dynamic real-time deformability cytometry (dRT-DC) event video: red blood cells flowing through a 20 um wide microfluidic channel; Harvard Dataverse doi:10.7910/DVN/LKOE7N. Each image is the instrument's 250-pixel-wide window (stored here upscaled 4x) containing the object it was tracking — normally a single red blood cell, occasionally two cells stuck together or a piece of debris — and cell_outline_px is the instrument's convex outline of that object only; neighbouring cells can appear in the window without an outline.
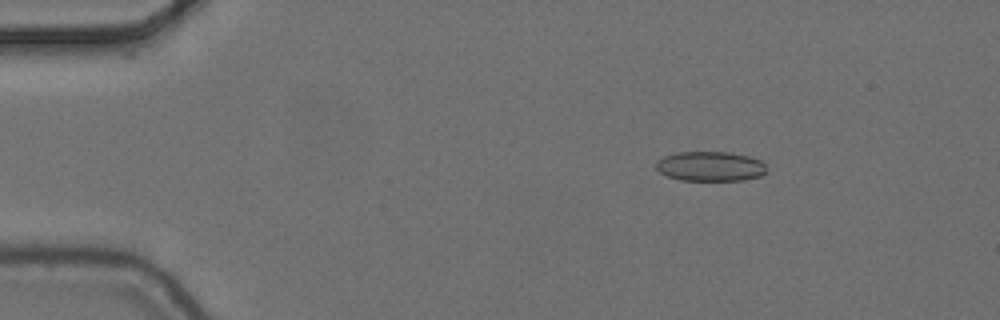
{"species": "common noctule bat (a hibernating species)", "species_latin": "Nyctalus noctula", "temperature_condition": "cold", "stored_images_in_passage": 4, "camera_frame_rate_fps": 3000, "um_per_image_px": 0.085, "animal": {"sex": "female", "body_mass_g": 24.6, "forearm_length_mm": 56.2}, "frame": {"image": 1, "passage_image": 2, "time_ms": 0.333, "image_size_px": [1000, 320], "cell_outline_px": [[768, 172], [760, 176], [744, 180], [680, 180], [668, 176], [660, 172], [656, 168], [656, 160], [664, 156], [676, 152], [728, 152], [748, 156], [760, 160], [768, 168]], "centroid_in_image_um": [60.39, 14.13], "position_along_channel_um": 24.6, "area_um2": 19.25}}